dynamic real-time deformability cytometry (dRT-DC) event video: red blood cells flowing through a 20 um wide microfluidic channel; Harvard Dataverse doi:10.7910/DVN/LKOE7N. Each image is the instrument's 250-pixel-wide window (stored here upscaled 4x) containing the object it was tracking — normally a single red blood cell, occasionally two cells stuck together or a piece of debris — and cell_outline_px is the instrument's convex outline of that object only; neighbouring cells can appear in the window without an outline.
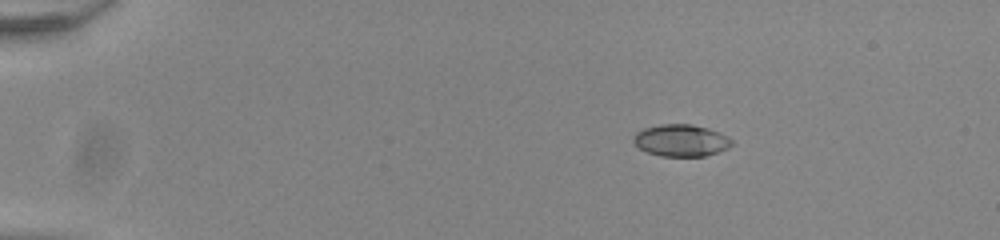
{"species": "common noctule bat (a hibernating species)", "species_latin": "Nyctalus noctula", "temperature_condition": "room temperature", "stored_images_in_passage": 45, "camera_frame_rate_fps": 3000, "um_per_image_px": 0.085, "animal": {"sex": "male", "body_mass_g": 20.0, "forearm_length_mm": 53.3}, "frame": {"image": 1, "passage_image": 1, "time_ms": 0.0, "image_size_px": [1000, 240], "cell_outline_px": [[732, 144], [728, 148], [704, 156], [660, 156], [648, 152], [640, 148], [632, 140], [632, 136], [636, 132], [644, 128], [660, 124], [692, 124], [708, 128], [720, 132], [732, 140]], "centroid_in_image_um": [57.87, 11.92], "position_along_channel_um": 27.1, "area_um2": 18.26}}
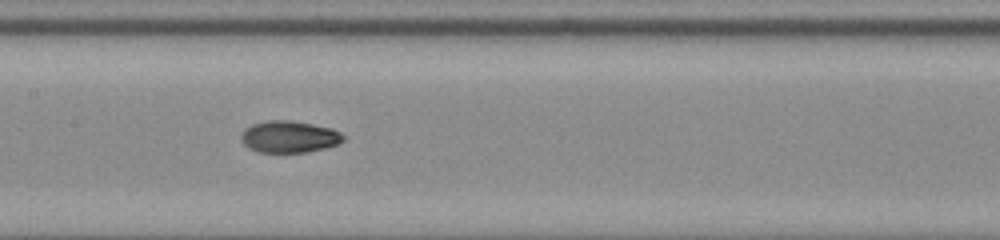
{"frame": {"image": 2, "passage_image": 20, "time_ms": 6.333, "image_size_px": [1000, 240], "cell_outline_px": [[344, 140], [336, 144], [324, 148], [304, 152], [260, 152], [248, 148], [244, 144], [240, 136], [244, 128], [252, 124], [268, 120], [292, 120], [332, 128], [340, 132], [344, 136]], "centroid_in_image_um": [24.56, 11.61], "position_along_channel_um": 182.8, "area_um2": 18.9}}
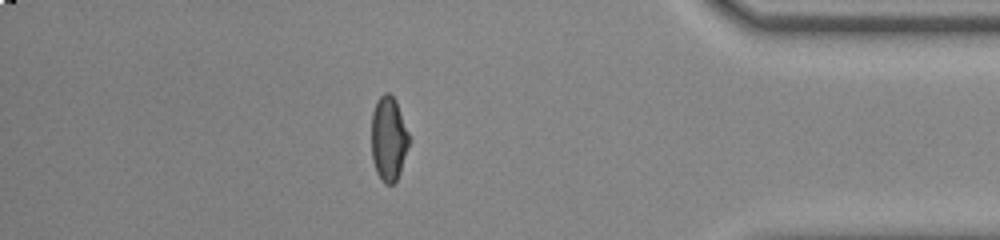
{"frame": {"image": 3, "passage_image": 39, "time_ms": 12.667, "image_size_px": [1000, 240], "cell_outline_px": [[412, 140], [400, 172], [396, 180], [392, 184], [384, 184], [380, 180], [376, 172], [372, 160], [372, 112], [376, 100], [384, 92], [388, 92], [396, 100]], "centroid_in_image_um": [33.05, 11.79], "position_along_channel_um": 402.1, "area_um2": 18.96}, "authors_computed_cell_mechanics": {"area_um2": 18.6694, "velocity_mm_per_s": 3.9246, "shape_relaxation_time_tau1_ms": null, "shape_relaxation_time_tau2_ms": 1.8694, "deformation_change_tau1": null, "deformation_change_tau2": 0.0583}}